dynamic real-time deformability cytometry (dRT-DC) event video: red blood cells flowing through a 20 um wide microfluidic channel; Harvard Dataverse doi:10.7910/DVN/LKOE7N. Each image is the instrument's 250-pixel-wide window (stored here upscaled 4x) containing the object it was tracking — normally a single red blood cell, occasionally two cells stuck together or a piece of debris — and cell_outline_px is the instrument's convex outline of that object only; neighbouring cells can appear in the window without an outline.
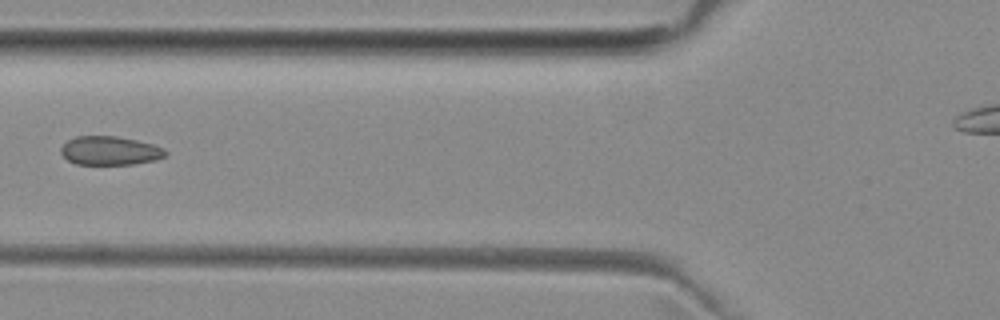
{"species": "common noctule bat (a hibernating species)", "species_latin": "Nyctalus noctula", "temperature_condition": "room temperature", "stored_images_in_passage": 4, "camera_frame_rate_fps": 3000, "um_per_image_px": 0.085, "animal": {"sex": "female", "body_mass_g": 29.2, "forearm_length_mm": 56.3}, "frame": {"image": 1, "passage_image": 4, "time_ms": 3.333, "image_size_px": [1000, 320], "cell_outline_px": [[168, 152], [164, 156], [156, 160], [132, 164], [76, 164], [68, 160], [60, 152], [60, 148], [68, 140], [76, 136], [116, 136], [136, 140], [152, 144], [164, 148]], "centroid_in_image_um": [9.34, 12.8], "position_along_channel_um": 116.5, "area_um2": 17.46}}